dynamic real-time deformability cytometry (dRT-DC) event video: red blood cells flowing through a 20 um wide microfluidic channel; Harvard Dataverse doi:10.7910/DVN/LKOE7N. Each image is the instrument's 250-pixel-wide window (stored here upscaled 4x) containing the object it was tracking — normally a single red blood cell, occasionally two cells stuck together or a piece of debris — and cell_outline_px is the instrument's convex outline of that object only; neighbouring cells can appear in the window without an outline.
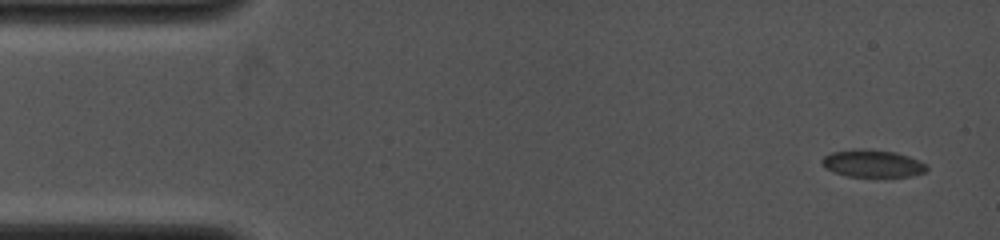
{"species": "common noctule bat (a hibernating species)", "species_latin": "Nyctalus noctula", "temperature_condition": "cold", "stored_images_in_passage": 11, "camera_frame_rate_fps": 4000, "um_per_image_px": 0.085, "animal": {"sex": "female", "body_mass_g": 19.0, "forearm_length_mm": 53.3}, "frame": {"image": 1, "passage_image": 1, "time_ms": 0.0, "image_size_px": [1000, 240], "cell_outline_px": [[928, 168], [924, 172], [912, 176], [848, 176], [832, 172], [824, 168], [820, 160], [824, 156], [832, 152], [896, 152], [920, 160], [928, 164]], "centroid_in_image_um": [74.21, 13.95], "position_along_channel_um": 10.8, "area_um2": 15.9}}
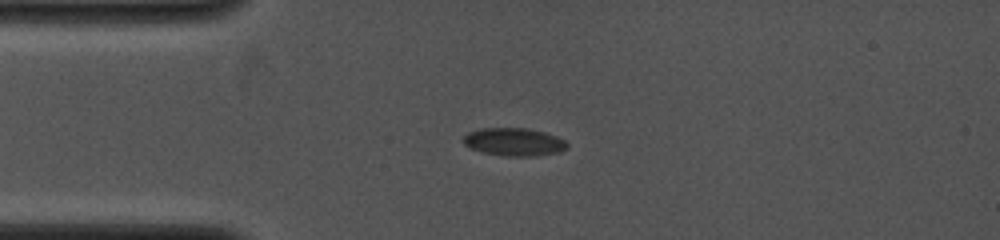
{"frame": {"image": 2, "passage_image": 8, "time_ms": 3.0, "image_size_px": [1000, 240], "cell_outline_px": [[568, 148], [560, 152], [536, 156], [504, 156], [484, 152], [472, 148], [464, 144], [464, 136], [468, 132], [480, 128], [528, 128], [544, 132], [556, 136], [564, 140], [568, 144]], "centroid_in_image_um": [43.73, 12.06], "position_along_channel_um": 41.3, "area_um2": 16.88}}